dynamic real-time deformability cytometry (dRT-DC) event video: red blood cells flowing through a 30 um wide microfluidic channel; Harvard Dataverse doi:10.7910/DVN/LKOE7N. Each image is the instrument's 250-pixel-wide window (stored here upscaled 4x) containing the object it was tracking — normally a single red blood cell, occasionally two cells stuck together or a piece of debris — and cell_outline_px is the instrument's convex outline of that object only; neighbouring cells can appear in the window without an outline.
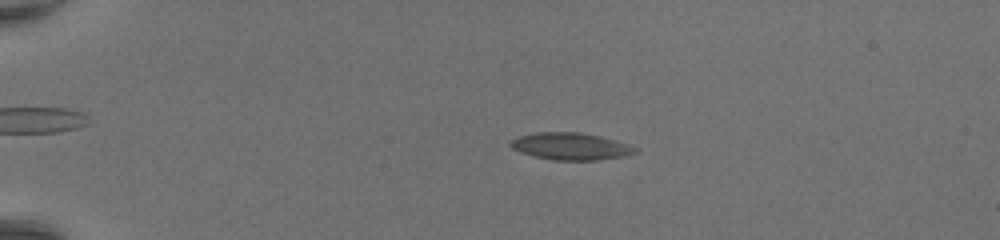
{"species": "common noctule bat (a hibernating species)", "species_latin": "Nyctalus noctula", "temperature_condition": "room temperature", "stored_images_in_passage": 42, "camera_frame_rate_fps": 3000, "um_per_image_px": 0.085, "animal": {"sex": "female", "body_mass_g": 20.0, "forearm_length_mm": 54.0}, "frame": {"image": 1, "passage_image": 5, "time_ms": 1.333, "image_size_px": [1000, 240], "cell_outline_px": [[636, 152], [624, 156], [596, 160], [552, 160], [520, 152], [512, 148], [508, 144], [512, 140], [520, 136], [540, 132], [580, 132], [600, 136], [636, 148]], "centroid_in_image_um": [48.46, 12.44], "position_along_channel_um": 36.5, "area_um2": 19.25}}
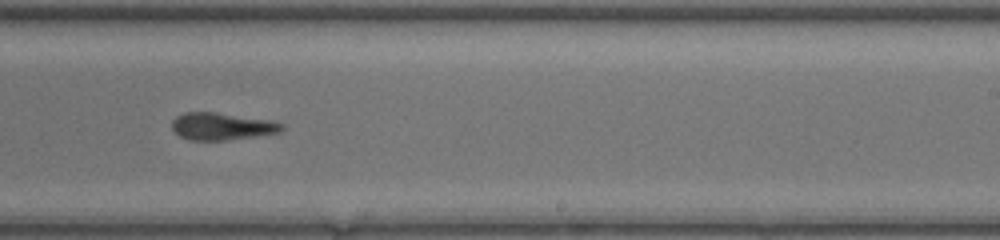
{"frame": {"image": 2, "passage_image": 26, "time_ms": 8.333, "image_size_px": [1000, 240], "cell_outline_px": [[284, 128], [280, 132], [256, 136], [228, 140], [188, 140], [180, 136], [172, 128], [172, 120], [176, 116], [184, 112], [216, 112], [272, 120], [284, 124]], "centroid_in_image_um": [18.87, 10.73], "position_along_channel_um": 270.1, "area_um2": 17.57}}
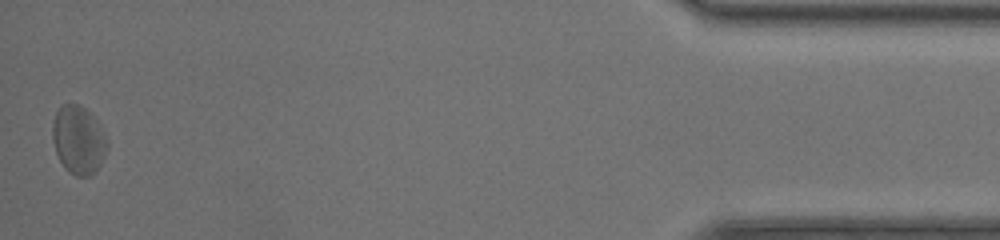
{"frame": {"image": 3, "passage_image": 42, "time_ms": 13.667, "image_size_px": [1000, 240], "cell_outline_px": [[108, 148], [100, 164], [88, 176], [76, 176], [68, 172], [64, 168], [56, 152], [52, 140], [52, 124], [56, 112], [60, 104], [80, 104], [92, 116], [108, 144]], "centroid_in_image_um": [6.61, 11.89], "position_along_channel_um": 428.6, "area_um2": 21.33}, "authors_computed_cell_mechanics": {"area_um2": 18.4382, "velocity_mm_per_s": 4.3686, "shape_relaxation_time_tau1_ms": 4.3922, "shape_relaxation_time_tau2_ms": 2.3246, "deformation_change_tau1": 0.1357, "deformation_change_tau2": 0.1193}}